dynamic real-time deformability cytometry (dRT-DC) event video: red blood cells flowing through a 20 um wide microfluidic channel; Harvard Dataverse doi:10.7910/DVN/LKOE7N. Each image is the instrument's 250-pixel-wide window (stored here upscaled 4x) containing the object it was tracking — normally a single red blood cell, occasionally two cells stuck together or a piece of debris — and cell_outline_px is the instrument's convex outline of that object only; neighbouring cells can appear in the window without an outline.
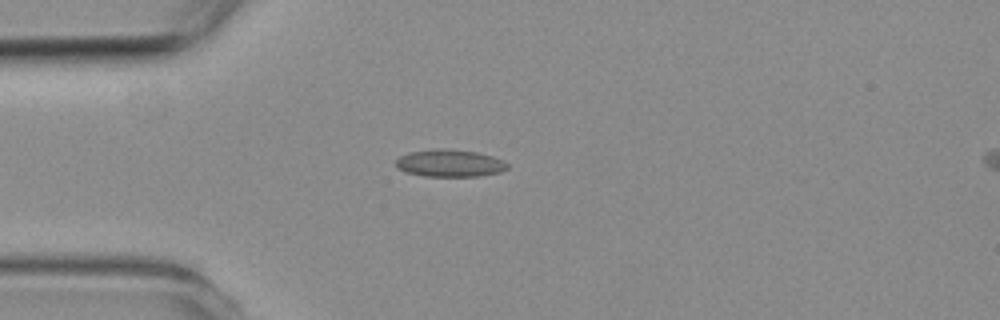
{"species": "common noctule bat (a hibernating species)", "species_latin": "Nyctalus noctula", "temperature_condition": "room temperature", "stored_images_in_passage": 3, "camera_frame_rate_fps": 3000, "um_per_image_px": 0.085, "animal": {"sex": "female", "body_mass_g": 19.3, "forearm_length_mm": 54.1}, "frame": {"image": 1, "passage_image": 2, "time_ms": 2.0, "image_size_px": [1000, 320], "cell_outline_px": [[508, 168], [500, 172], [476, 176], [424, 176], [408, 172], [400, 168], [396, 164], [396, 160], [400, 156], [408, 152], [432, 148], [452, 148], [476, 152], [492, 156], [504, 160], [508, 164]], "centroid_in_image_um": [38.25, 13.85], "position_along_channel_um": 46.8, "area_um2": 17.8}}